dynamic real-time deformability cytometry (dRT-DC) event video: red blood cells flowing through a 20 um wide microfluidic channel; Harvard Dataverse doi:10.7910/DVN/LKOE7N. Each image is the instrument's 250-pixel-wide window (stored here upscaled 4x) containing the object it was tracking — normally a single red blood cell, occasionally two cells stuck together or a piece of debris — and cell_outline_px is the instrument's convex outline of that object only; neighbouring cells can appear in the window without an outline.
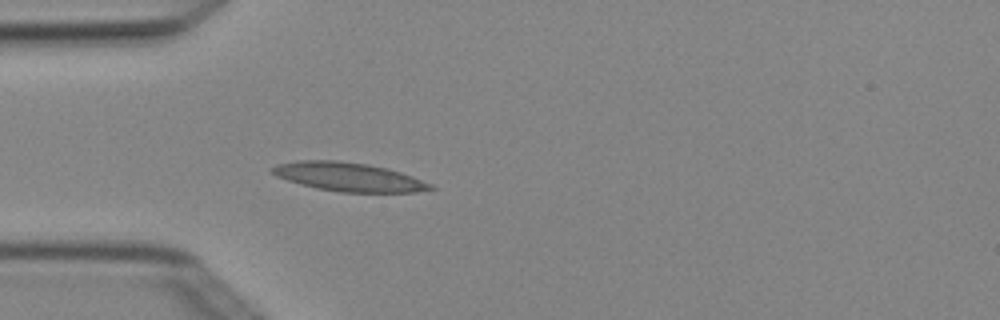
{"species": "Egyptian fruit bat (a non-hibernating species)", "species_latin": "Rousettus aegyptiacus", "temperature_condition": "cold", "stored_images_in_passage": 3, "camera_frame_rate_fps": 3000, "um_per_image_px": 0.085, "animal": {"sex": "female"}, "frame": {"image": 1, "passage_image": 3, "time_ms": 0.667, "image_size_px": [1000, 320], "cell_outline_px": [[436, 188], [416, 192], [340, 192], [316, 188], [300, 184], [276, 176], [272, 172], [272, 168], [276, 164], [296, 160], [336, 160], [368, 164], [388, 168], [412, 176], [432, 184]], "centroid_in_image_um": [29.63, 15.03], "position_along_channel_um": 55.4, "area_um2": 26.47}}